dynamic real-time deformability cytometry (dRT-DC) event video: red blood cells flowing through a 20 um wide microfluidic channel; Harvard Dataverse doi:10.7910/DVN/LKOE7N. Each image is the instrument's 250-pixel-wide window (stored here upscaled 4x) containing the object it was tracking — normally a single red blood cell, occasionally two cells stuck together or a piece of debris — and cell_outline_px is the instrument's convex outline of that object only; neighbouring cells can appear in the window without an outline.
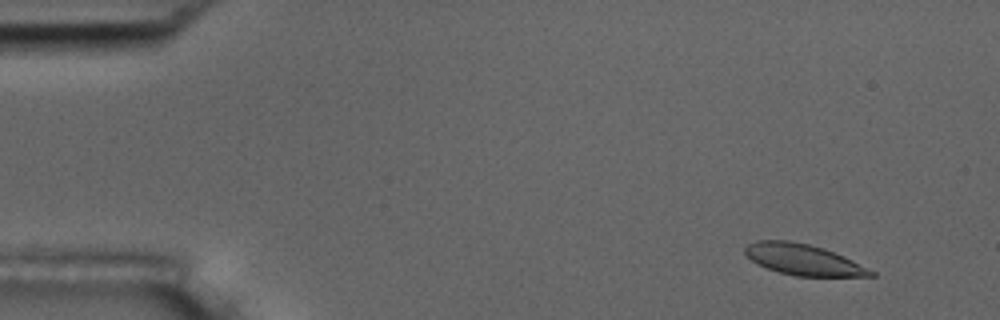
{"species": "common noctule bat (a hibernating species)", "species_latin": "Nyctalus noctula", "temperature_condition": "room temperature", "stored_images_in_passage": 7, "camera_frame_rate_fps": 3000, "um_per_image_px": 0.085, "animal": {"sex": "male", "body_mass_g": 17.5, "forearm_length_mm": 52.3}, "frame": {"image": 1, "passage_image": 2, "time_ms": 1.0, "image_size_px": [1000, 320], "cell_outline_px": [[876, 276], [796, 276], [780, 272], [756, 264], [744, 252], [744, 248], [748, 244], [756, 240], [788, 240], [808, 244], [824, 248], [844, 256], [876, 272]], "centroid_in_image_um": [68.27, 22.06], "position_along_channel_um": 16.7, "area_um2": 22.6}}
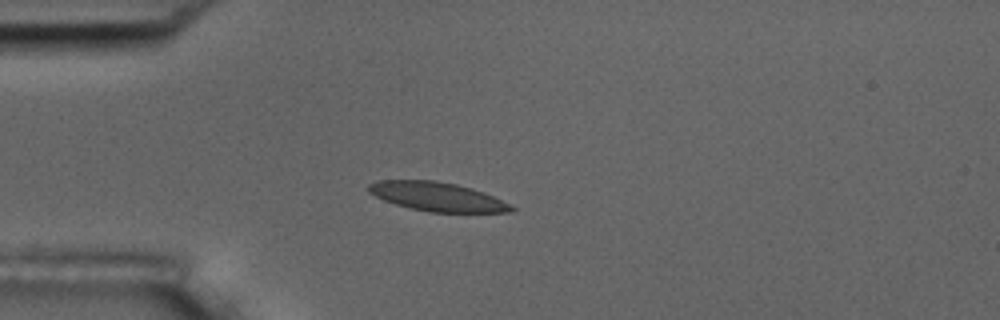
{"frame": {"image": 2, "passage_image": 4, "time_ms": 4.333, "image_size_px": [1000, 320], "cell_outline_px": [[516, 208], [512, 212], [428, 212], [408, 208], [384, 200], [368, 192], [368, 184], [376, 180], [436, 180], [456, 184], [472, 188], [484, 192]], "centroid_in_image_um": [37.13, 16.71], "position_along_channel_um": 47.9, "area_um2": 24.04}}